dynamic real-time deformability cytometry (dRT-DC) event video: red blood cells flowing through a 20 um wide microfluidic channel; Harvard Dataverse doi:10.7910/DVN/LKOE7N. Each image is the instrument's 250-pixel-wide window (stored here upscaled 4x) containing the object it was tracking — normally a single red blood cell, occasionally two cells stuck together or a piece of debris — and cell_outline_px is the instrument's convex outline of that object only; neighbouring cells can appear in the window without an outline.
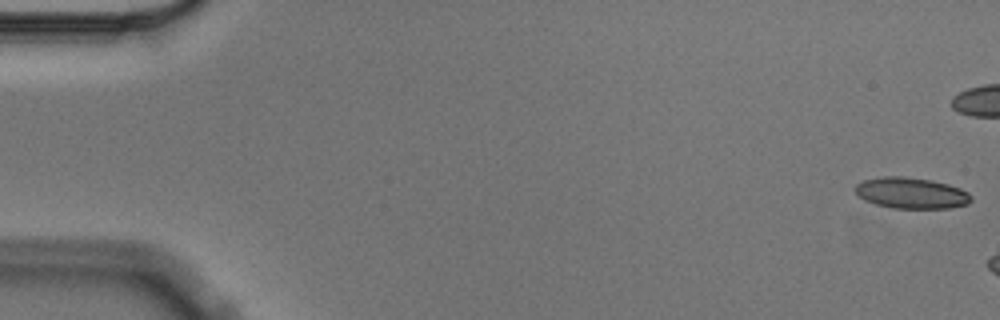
{"species": "Egyptian fruit bat (a non-hibernating species)", "species_latin": "Rousettus aegyptiacus", "temperature_condition": "cold", "stored_images_in_passage": 3, "camera_frame_rate_fps": 3000, "um_per_image_px": 0.085, "animal": {"sex": "male"}, "frame": {"image": 1, "passage_image": 1, "time_ms": 0.0, "image_size_px": [1000, 320], "cell_outline_px": [[972, 200], [968, 204], [948, 208], [892, 208], [876, 204], [864, 200], [856, 192], [856, 184], [864, 180], [884, 176], [900, 176], [932, 180], [948, 184], [960, 188], [968, 192], [972, 196]], "centroid_in_image_um": [77.49, 16.41], "position_along_channel_um": 7.5, "area_um2": 20.92}}